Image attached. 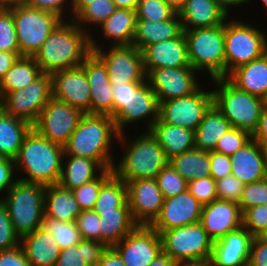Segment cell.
<instances>
[{
  "mask_svg": "<svg viewBox=\"0 0 267 266\" xmlns=\"http://www.w3.org/2000/svg\"><path fill=\"white\" fill-rule=\"evenodd\" d=\"M252 138L258 143H267V106L264 105L257 128Z\"/></svg>",
  "mask_w": 267,
  "mask_h": 266,
  "instance_id": "60",
  "label": "cell"
},
{
  "mask_svg": "<svg viewBox=\"0 0 267 266\" xmlns=\"http://www.w3.org/2000/svg\"><path fill=\"white\" fill-rule=\"evenodd\" d=\"M51 98V74L42 73L24 89L8 92L0 100V107L6 113L24 119L33 125Z\"/></svg>",
  "mask_w": 267,
  "mask_h": 266,
  "instance_id": "11",
  "label": "cell"
},
{
  "mask_svg": "<svg viewBox=\"0 0 267 266\" xmlns=\"http://www.w3.org/2000/svg\"><path fill=\"white\" fill-rule=\"evenodd\" d=\"M253 235L243 226L214 241V266H248Z\"/></svg>",
  "mask_w": 267,
  "mask_h": 266,
  "instance_id": "24",
  "label": "cell"
},
{
  "mask_svg": "<svg viewBox=\"0 0 267 266\" xmlns=\"http://www.w3.org/2000/svg\"><path fill=\"white\" fill-rule=\"evenodd\" d=\"M175 13L165 0H139L136 9L137 19L156 22L166 21Z\"/></svg>",
  "mask_w": 267,
  "mask_h": 266,
  "instance_id": "45",
  "label": "cell"
},
{
  "mask_svg": "<svg viewBox=\"0 0 267 266\" xmlns=\"http://www.w3.org/2000/svg\"><path fill=\"white\" fill-rule=\"evenodd\" d=\"M0 51L19 52L12 11L0 6Z\"/></svg>",
  "mask_w": 267,
  "mask_h": 266,
  "instance_id": "46",
  "label": "cell"
},
{
  "mask_svg": "<svg viewBox=\"0 0 267 266\" xmlns=\"http://www.w3.org/2000/svg\"><path fill=\"white\" fill-rule=\"evenodd\" d=\"M195 72L192 67L151 69L146 74V81L160 103L195 92L201 86Z\"/></svg>",
  "mask_w": 267,
  "mask_h": 266,
  "instance_id": "16",
  "label": "cell"
},
{
  "mask_svg": "<svg viewBox=\"0 0 267 266\" xmlns=\"http://www.w3.org/2000/svg\"><path fill=\"white\" fill-rule=\"evenodd\" d=\"M136 10L117 8L109 18L100 25L102 34L111 46H129L133 44L136 26Z\"/></svg>",
  "mask_w": 267,
  "mask_h": 266,
  "instance_id": "35",
  "label": "cell"
},
{
  "mask_svg": "<svg viewBox=\"0 0 267 266\" xmlns=\"http://www.w3.org/2000/svg\"><path fill=\"white\" fill-rule=\"evenodd\" d=\"M52 97L90 114L91 93L81 66L51 74Z\"/></svg>",
  "mask_w": 267,
  "mask_h": 266,
  "instance_id": "20",
  "label": "cell"
},
{
  "mask_svg": "<svg viewBox=\"0 0 267 266\" xmlns=\"http://www.w3.org/2000/svg\"><path fill=\"white\" fill-rule=\"evenodd\" d=\"M203 205L186 190L164 199L160 214L149 225L159 234L162 231L199 223Z\"/></svg>",
  "mask_w": 267,
  "mask_h": 266,
  "instance_id": "19",
  "label": "cell"
},
{
  "mask_svg": "<svg viewBox=\"0 0 267 266\" xmlns=\"http://www.w3.org/2000/svg\"><path fill=\"white\" fill-rule=\"evenodd\" d=\"M155 180L165 199L176 196L188 188V181L174 170L169 163L162 168Z\"/></svg>",
  "mask_w": 267,
  "mask_h": 266,
  "instance_id": "44",
  "label": "cell"
},
{
  "mask_svg": "<svg viewBox=\"0 0 267 266\" xmlns=\"http://www.w3.org/2000/svg\"><path fill=\"white\" fill-rule=\"evenodd\" d=\"M242 214L238 203L216 199L203 205L199 223L216 241L242 226Z\"/></svg>",
  "mask_w": 267,
  "mask_h": 266,
  "instance_id": "22",
  "label": "cell"
},
{
  "mask_svg": "<svg viewBox=\"0 0 267 266\" xmlns=\"http://www.w3.org/2000/svg\"><path fill=\"white\" fill-rule=\"evenodd\" d=\"M263 5L265 6L266 10H267V0H261Z\"/></svg>",
  "mask_w": 267,
  "mask_h": 266,
  "instance_id": "72",
  "label": "cell"
},
{
  "mask_svg": "<svg viewBox=\"0 0 267 266\" xmlns=\"http://www.w3.org/2000/svg\"><path fill=\"white\" fill-rule=\"evenodd\" d=\"M113 94V116L123 107L128 97V83L111 84Z\"/></svg>",
  "mask_w": 267,
  "mask_h": 266,
  "instance_id": "59",
  "label": "cell"
},
{
  "mask_svg": "<svg viewBox=\"0 0 267 266\" xmlns=\"http://www.w3.org/2000/svg\"><path fill=\"white\" fill-rule=\"evenodd\" d=\"M45 217L65 222H76L81 212L72 190L60 185H48L45 190Z\"/></svg>",
  "mask_w": 267,
  "mask_h": 266,
  "instance_id": "34",
  "label": "cell"
},
{
  "mask_svg": "<svg viewBox=\"0 0 267 266\" xmlns=\"http://www.w3.org/2000/svg\"><path fill=\"white\" fill-rule=\"evenodd\" d=\"M212 80L217 87L212 90L213 104L233 128L245 130L252 135L260 120L264 99L238 89L226 77Z\"/></svg>",
  "mask_w": 267,
  "mask_h": 266,
  "instance_id": "5",
  "label": "cell"
},
{
  "mask_svg": "<svg viewBox=\"0 0 267 266\" xmlns=\"http://www.w3.org/2000/svg\"><path fill=\"white\" fill-rule=\"evenodd\" d=\"M84 113L52 97L43 107L33 128L50 142L64 146Z\"/></svg>",
  "mask_w": 267,
  "mask_h": 266,
  "instance_id": "14",
  "label": "cell"
},
{
  "mask_svg": "<svg viewBox=\"0 0 267 266\" xmlns=\"http://www.w3.org/2000/svg\"><path fill=\"white\" fill-rule=\"evenodd\" d=\"M127 202L133 220L149 226L160 214L164 196L155 179H137L126 183Z\"/></svg>",
  "mask_w": 267,
  "mask_h": 266,
  "instance_id": "18",
  "label": "cell"
},
{
  "mask_svg": "<svg viewBox=\"0 0 267 266\" xmlns=\"http://www.w3.org/2000/svg\"><path fill=\"white\" fill-rule=\"evenodd\" d=\"M231 174L243 184H250L267 177V170L260 144L253 138L230 156Z\"/></svg>",
  "mask_w": 267,
  "mask_h": 266,
  "instance_id": "25",
  "label": "cell"
},
{
  "mask_svg": "<svg viewBox=\"0 0 267 266\" xmlns=\"http://www.w3.org/2000/svg\"><path fill=\"white\" fill-rule=\"evenodd\" d=\"M19 52L0 51V81L19 58Z\"/></svg>",
  "mask_w": 267,
  "mask_h": 266,
  "instance_id": "62",
  "label": "cell"
},
{
  "mask_svg": "<svg viewBox=\"0 0 267 266\" xmlns=\"http://www.w3.org/2000/svg\"><path fill=\"white\" fill-rule=\"evenodd\" d=\"M82 240L101 242L100 216L94 210H82L76 218Z\"/></svg>",
  "mask_w": 267,
  "mask_h": 266,
  "instance_id": "49",
  "label": "cell"
},
{
  "mask_svg": "<svg viewBox=\"0 0 267 266\" xmlns=\"http://www.w3.org/2000/svg\"><path fill=\"white\" fill-rule=\"evenodd\" d=\"M21 238L16 233L6 206L0 200V251L20 245Z\"/></svg>",
  "mask_w": 267,
  "mask_h": 266,
  "instance_id": "51",
  "label": "cell"
},
{
  "mask_svg": "<svg viewBox=\"0 0 267 266\" xmlns=\"http://www.w3.org/2000/svg\"><path fill=\"white\" fill-rule=\"evenodd\" d=\"M160 238L162 252L176 263L211 257L214 241L200 223L162 231Z\"/></svg>",
  "mask_w": 267,
  "mask_h": 266,
  "instance_id": "10",
  "label": "cell"
},
{
  "mask_svg": "<svg viewBox=\"0 0 267 266\" xmlns=\"http://www.w3.org/2000/svg\"><path fill=\"white\" fill-rule=\"evenodd\" d=\"M124 133L118 141L123 142L125 151L118 165H113V173L125 183L137 179H155L169 160L156 138L147 131L133 140Z\"/></svg>",
  "mask_w": 267,
  "mask_h": 266,
  "instance_id": "4",
  "label": "cell"
},
{
  "mask_svg": "<svg viewBox=\"0 0 267 266\" xmlns=\"http://www.w3.org/2000/svg\"><path fill=\"white\" fill-rule=\"evenodd\" d=\"M187 190L193 195L202 205L212 202L217 199L216 182L211 176L194 179L188 181Z\"/></svg>",
  "mask_w": 267,
  "mask_h": 266,
  "instance_id": "53",
  "label": "cell"
},
{
  "mask_svg": "<svg viewBox=\"0 0 267 266\" xmlns=\"http://www.w3.org/2000/svg\"><path fill=\"white\" fill-rule=\"evenodd\" d=\"M67 1L68 0H24L23 3L29 7L51 12L53 14H56L63 20L64 19L66 20V18L64 17V16H68V15H65V13L67 12L65 10L67 9L66 7L69 6L70 11L72 10V6H70L71 0H69L70 3H68Z\"/></svg>",
  "mask_w": 267,
  "mask_h": 266,
  "instance_id": "55",
  "label": "cell"
},
{
  "mask_svg": "<svg viewBox=\"0 0 267 266\" xmlns=\"http://www.w3.org/2000/svg\"><path fill=\"white\" fill-rule=\"evenodd\" d=\"M242 226L254 237L267 228V204L246 209L242 214Z\"/></svg>",
  "mask_w": 267,
  "mask_h": 266,
  "instance_id": "50",
  "label": "cell"
},
{
  "mask_svg": "<svg viewBox=\"0 0 267 266\" xmlns=\"http://www.w3.org/2000/svg\"><path fill=\"white\" fill-rule=\"evenodd\" d=\"M176 262L167 254L161 252L147 266H175Z\"/></svg>",
  "mask_w": 267,
  "mask_h": 266,
  "instance_id": "63",
  "label": "cell"
},
{
  "mask_svg": "<svg viewBox=\"0 0 267 266\" xmlns=\"http://www.w3.org/2000/svg\"><path fill=\"white\" fill-rule=\"evenodd\" d=\"M45 190L42 184L17 180L6 196L0 198L20 238L41 227L45 216Z\"/></svg>",
  "mask_w": 267,
  "mask_h": 266,
  "instance_id": "6",
  "label": "cell"
},
{
  "mask_svg": "<svg viewBox=\"0 0 267 266\" xmlns=\"http://www.w3.org/2000/svg\"><path fill=\"white\" fill-rule=\"evenodd\" d=\"M7 7L12 11L20 56H35L48 35L63 20L56 14L24 3Z\"/></svg>",
  "mask_w": 267,
  "mask_h": 266,
  "instance_id": "9",
  "label": "cell"
},
{
  "mask_svg": "<svg viewBox=\"0 0 267 266\" xmlns=\"http://www.w3.org/2000/svg\"><path fill=\"white\" fill-rule=\"evenodd\" d=\"M247 2H249V0H217L219 8L227 15V17H229L228 14L230 13L229 6H240Z\"/></svg>",
  "mask_w": 267,
  "mask_h": 266,
  "instance_id": "65",
  "label": "cell"
},
{
  "mask_svg": "<svg viewBox=\"0 0 267 266\" xmlns=\"http://www.w3.org/2000/svg\"><path fill=\"white\" fill-rule=\"evenodd\" d=\"M15 170L14 159L0 156V194L5 190L7 192L18 180L13 179Z\"/></svg>",
  "mask_w": 267,
  "mask_h": 266,
  "instance_id": "57",
  "label": "cell"
},
{
  "mask_svg": "<svg viewBox=\"0 0 267 266\" xmlns=\"http://www.w3.org/2000/svg\"><path fill=\"white\" fill-rule=\"evenodd\" d=\"M165 1L176 12H178L181 9V7L184 5L185 2V0H165Z\"/></svg>",
  "mask_w": 267,
  "mask_h": 266,
  "instance_id": "68",
  "label": "cell"
},
{
  "mask_svg": "<svg viewBox=\"0 0 267 266\" xmlns=\"http://www.w3.org/2000/svg\"><path fill=\"white\" fill-rule=\"evenodd\" d=\"M149 117V120L147 119ZM141 119L147 121L149 131L159 119V102L155 92L147 81L128 83V97L123 107L113 116L118 132L124 133L127 124L135 123Z\"/></svg>",
  "mask_w": 267,
  "mask_h": 266,
  "instance_id": "15",
  "label": "cell"
},
{
  "mask_svg": "<svg viewBox=\"0 0 267 266\" xmlns=\"http://www.w3.org/2000/svg\"><path fill=\"white\" fill-rule=\"evenodd\" d=\"M267 204V177L263 180L245 184L238 203L242 213L251 207Z\"/></svg>",
  "mask_w": 267,
  "mask_h": 266,
  "instance_id": "48",
  "label": "cell"
},
{
  "mask_svg": "<svg viewBox=\"0 0 267 266\" xmlns=\"http://www.w3.org/2000/svg\"><path fill=\"white\" fill-rule=\"evenodd\" d=\"M95 0H71V6H72V19L88 4L93 2Z\"/></svg>",
  "mask_w": 267,
  "mask_h": 266,
  "instance_id": "66",
  "label": "cell"
},
{
  "mask_svg": "<svg viewBox=\"0 0 267 266\" xmlns=\"http://www.w3.org/2000/svg\"><path fill=\"white\" fill-rule=\"evenodd\" d=\"M117 9L112 0H95L86 5L74 18V22L83 28V25L100 26ZM86 22V23H85Z\"/></svg>",
  "mask_w": 267,
  "mask_h": 266,
  "instance_id": "42",
  "label": "cell"
},
{
  "mask_svg": "<svg viewBox=\"0 0 267 266\" xmlns=\"http://www.w3.org/2000/svg\"><path fill=\"white\" fill-rule=\"evenodd\" d=\"M0 266H31L21 245L0 251Z\"/></svg>",
  "mask_w": 267,
  "mask_h": 266,
  "instance_id": "56",
  "label": "cell"
},
{
  "mask_svg": "<svg viewBox=\"0 0 267 266\" xmlns=\"http://www.w3.org/2000/svg\"><path fill=\"white\" fill-rule=\"evenodd\" d=\"M183 33L191 67L197 72L208 71L211 80L225 77V22Z\"/></svg>",
  "mask_w": 267,
  "mask_h": 266,
  "instance_id": "7",
  "label": "cell"
},
{
  "mask_svg": "<svg viewBox=\"0 0 267 266\" xmlns=\"http://www.w3.org/2000/svg\"><path fill=\"white\" fill-rule=\"evenodd\" d=\"M95 266H126L113 247H108L101 260Z\"/></svg>",
  "mask_w": 267,
  "mask_h": 266,
  "instance_id": "61",
  "label": "cell"
},
{
  "mask_svg": "<svg viewBox=\"0 0 267 266\" xmlns=\"http://www.w3.org/2000/svg\"><path fill=\"white\" fill-rule=\"evenodd\" d=\"M32 128L30 122L8 114L0 107V156L15 159Z\"/></svg>",
  "mask_w": 267,
  "mask_h": 266,
  "instance_id": "32",
  "label": "cell"
},
{
  "mask_svg": "<svg viewBox=\"0 0 267 266\" xmlns=\"http://www.w3.org/2000/svg\"><path fill=\"white\" fill-rule=\"evenodd\" d=\"M117 8L136 10L139 0H112Z\"/></svg>",
  "mask_w": 267,
  "mask_h": 266,
  "instance_id": "67",
  "label": "cell"
},
{
  "mask_svg": "<svg viewBox=\"0 0 267 266\" xmlns=\"http://www.w3.org/2000/svg\"><path fill=\"white\" fill-rule=\"evenodd\" d=\"M238 89L258 96L267 97V53L233 70L226 77Z\"/></svg>",
  "mask_w": 267,
  "mask_h": 266,
  "instance_id": "28",
  "label": "cell"
},
{
  "mask_svg": "<svg viewBox=\"0 0 267 266\" xmlns=\"http://www.w3.org/2000/svg\"><path fill=\"white\" fill-rule=\"evenodd\" d=\"M177 13L183 30L215 27L229 18L219 8L217 0H185Z\"/></svg>",
  "mask_w": 267,
  "mask_h": 266,
  "instance_id": "26",
  "label": "cell"
},
{
  "mask_svg": "<svg viewBox=\"0 0 267 266\" xmlns=\"http://www.w3.org/2000/svg\"><path fill=\"white\" fill-rule=\"evenodd\" d=\"M168 163L187 181L207 177L211 174L208 151L194 148L171 158Z\"/></svg>",
  "mask_w": 267,
  "mask_h": 266,
  "instance_id": "39",
  "label": "cell"
},
{
  "mask_svg": "<svg viewBox=\"0 0 267 266\" xmlns=\"http://www.w3.org/2000/svg\"><path fill=\"white\" fill-rule=\"evenodd\" d=\"M265 53L267 36L261 29L240 20H225V77Z\"/></svg>",
  "mask_w": 267,
  "mask_h": 266,
  "instance_id": "8",
  "label": "cell"
},
{
  "mask_svg": "<svg viewBox=\"0 0 267 266\" xmlns=\"http://www.w3.org/2000/svg\"><path fill=\"white\" fill-rule=\"evenodd\" d=\"M94 39L91 36V50L106 65L111 84L146 81L142 52L134 45L109 46L106 53Z\"/></svg>",
  "mask_w": 267,
  "mask_h": 266,
  "instance_id": "12",
  "label": "cell"
},
{
  "mask_svg": "<svg viewBox=\"0 0 267 266\" xmlns=\"http://www.w3.org/2000/svg\"><path fill=\"white\" fill-rule=\"evenodd\" d=\"M80 66L89 83L90 114L107 115L113 118V94L106 65L92 52Z\"/></svg>",
  "mask_w": 267,
  "mask_h": 266,
  "instance_id": "21",
  "label": "cell"
},
{
  "mask_svg": "<svg viewBox=\"0 0 267 266\" xmlns=\"http://www.w3.org/2000/svg\"><path fill=\"white\" fill-rule=\"evenodd\" d=\"M24 0H0V6H9L13 4L23 3Z\"/></svg>",
  "mask_w": 267,
  "mask_h": 266,
  "instance_id": "69",
  "label": "cell"
},
{
  "mask_svg": "<svg viewBox=\"0 0 267 266\" xmlns=\"http://www.w3.org/2000/svg\"><path fill=\"white\" fill-rule=\"evenodd\" d=\"M183 32L182 21L177 12L170 19L161 22L136 19L132 45L142 51L150 44L176 38Z\"/></svg>",
  "mask_w": 267,
  "mask_h": 266,
  "instance_id": "27",
  "label": "cell"
},
{
  "mask_svg": "<svg viewBox=\"0 0 267 266\" xmlns=\"http://www.w3.org/2000/svg\"><path fill=\"white\" fill-rule=\"evenodd\" d=\"M64 147L50 142L34 128L25 136L17 157L15 169L26 173L18 180L44 186L58 184L64 164Z\"/></svg>",
  "mask_w": 267,
  "mask_h": 266,
  "instance_id": "3",
  "label": "cell"
},
{
  "mask_svg": "<svg viewBox=\"0 0 267 266\" xmlns=\"http://www.w3.org/2000/svg\"><path fill=\"white\" fill-rule=\"evenodd\" d=\"M216 196L218 200L233 201L239 203L244 185L238 178L232 174L215 180Z\"/></svg>",
  "mask_w": 267,
  "mask_h": 266,
  "instance_id": "52",
  "label": "cell"
},
{
  "mask_svg": "<svg viewBox=\"0 0 267 266\" xmlns=\"http://www.w3.org/2000/svg\"><path fill=\"white\" fill-rule=\"evenodd\" d=\"M41 228L52 235L60 250L77 245L82 241L76 222H65L44 216Z\"/></svg>",
  "mask_w": 267,
  "mask_h": 266,
  "instance_id": "41",
  "label": "cell"
},
{
  "mask_svg": "<svg viewBox=\"0 0 267 266\" xmlns=\"http://www.w3.org/2000/svg\"><path fill=\"white\" fill-rule=\"evenodd\" d=\"M231 128H233L231 123L212 104L194 131L195 148L208 152L214 151L220 137Z\"/></svg>",
  "mask_w": 267,
  "mask_h": 266,
  "instance_id": "33",
  "label": "cell"
},
{
  "mask_svg": "<svg viewBox=\"0 0 267 266\" xmlns=\"http://www.w3.org/2000/svg\"><path fill=\"white\" fill-rule=\"evenodd\" d=\"M64 156L63 159L68 160L62 165L58 181V185L64 189L73 190L96 179L105 170L96 160L74 155Z\"/></svg>",
  "mask_w": 267,
  "mask_h": 266,
  "instance_id": "31",
  "label": "cell"
},
{
  "mask_svg": "<svg viewBox=\"0 0 267 266\" xmlns=\"http://www.w3.org/2000/svg\"><path fill=\"white\" fill-rule=\"evenodd\" d=\"M210 156V176L214 180L222 179L230 175L232 171V163L230 156L218 153L216 151H209Z\"/></svg>",
  "mask_w": 267,
  "mask_h": 266,
  "instance_id": "54",
  "label": "cell"
},
{
  "mask_svg": "<svg viewBox=\"0 0 267 266\" xmlns=\"http://www.w3.org/2000/svg\"><path fill=\"white\" fill-rule=\"evenodd\" d=\"M100 216L101 242L113 247L131 233L138 224L130 208H116V212H96Z\"/></svg>",
  "mask_w": 267,
  "mask_h": 266,
  "instance_id": "36",
  "label": "cell"
},
{
  "mask_svg": "<svg viewBox=\"0 0 267 266\" xmlns=\"http://www.w3.org/2000/svg\"><path fill=\"white\" fill-rule=\"evenodd\" d=\"M113 169H105L99 176L72 190L79 209L93 210L101 186L113 175Z\"/></svg>",
  "mask_w": 267,
  "mask_h": 266,
  "instance_id": "43",
  "label": "cell"
},
{
  "mask_svg": "<svg viewBox=\"0 0 267 266\" xmlns=\"http://www.w3.org/2000/svg\"><path fill=\"white\" fill-rule=\"evenodd\" d=\"M108 246L95 240H82L79 244L60 250L55 266H95Z\"/></svg>",
  "mask_w": 267,
  "mask_h": 266,
  "instance_id": "38",
  "label": "cell"
},
{
  "mask_svg": "<svg viewBox=\"0 0 267 266\" xmlns=\"http://www.w3.org/2000/svg\"><path fill=\"white\" fill-rule=\"evenodd\" d=\"M175 266H214V262L211 257L194 259L187 261H180L175 264Z\"/></svg>",
  "mask_w": 267,
  "mask_h": 266,
  "instance_id": "64",
  "label": "cell"
},
{
  "mask_svg": "<svg viewBox=\"0 0 267 266\" xmlns=\"http://www.w3.org/2000/svg\"><path fill=\"white\" fill-rule=\"evenodd\" d=\"M141 52L146 74L151 69L191 67L184 33L176 38L150 44Z\"/></svg>",
  "mask_w": 267,
  "mask_h": 266,
  "instance_id": "23",
  "label": "cell"
},
{
  "mask_svg": "<svg viewBox=\"0 0 267 266\" xmlns=\"http://www.w3.org/2000/svg\"><path fill=\"white\" fill-rule=\"evenodd\" d=\"M119 134L111 116L84 113L63 146L64 155L89 158L96 160L104 169H113L115 160L110 148L112 140H118Z\"/></svg>",
  "mask_w": 267,
  "mask_h": 266,
  "instance_id": "2",
  "label": "cell"
},
{
  "mask_svg": "<svg viewBox=\"0 0 267 266\" xmlns=\"http://www.w3.org/2000/svg\"><path fill=\"white\" fill-rule=\"evenodd\" d=\"M116 208H129L127 186L113 174L102 186L93 210L95 212H116Z\"/></svg>",
  "mask_w": 267,
  "mask_h": 266,
  "instance_id": "40",
  "label": "cell"
},
{
  "mask_svg": "<svg viewBox=\"0 0 267 266\" xmlns=\"http://www.w3.org/2000/svg\"><path fill=\"white\" fill-rule=\"evenodd\" d=\"M113 248L126 266H147L162 252V242L156 230L138 225Z\"/></svg>",
  "mask_w": 267,
  "mask_h": 266,
  "instance_id": "17",
  "label": "cell"
},
{
  "mask_svg": "<svg viewBox=\"0 0 267 266\" xmlns=\"http://www.w3.org/2000/svg\"><path fill=\"white\" fill-rule=\"evenodd\" d=\"M265 105L267 106V97L264 99Z\"/></svg>",
  "mask_w": 267,
  "mask_h": 266,
  "instance_id": "73",
  "label": "cell"
},
{
  "mask_svg": "<svg viewBox=\"0 0 267 266\" xmlns=\"http://www.w3.org/2000/svg\"><path fill=\"white\" fill-rule=\"evenodd\" d=\"M41 74L42 71L34 56H19L0 81V100L8 92L24 89Z\"/></svg>",
  "mask_w": 267,
  "mask_h": 266,
  "instance_id": "37",
  "label": "cell"
},
{
  "mask_svg": "<svg viewBox=\"0 0 267 266\" xmlns=\"http://www.w3.org/2000/svg\"><path fill=\"white\" fill-rule=\"evenodd\" d=\"M257 237H258L261 241L267 243V228L264 229L262 232H260V233L257 235Z\"/></svg>",
  "mask_w": 267,
  "mask_h": 266,
  "instance_id": "71",
  "label": "cell"
},
{
  "mask_svg": "<svg viewBox=\"0 0 267 266\" xmlns=\"http://www.w3.org/2000/svg\"><path fill=\"white\" fill-rule=\"evenodd\" d=\"M260 144V147H261V151H262V154H263V159H264V162H265V167H266V170H267V143H259Z\"/></svg>",
  "mask_w": 267,
  "mask_h": 266,
  "instance_id": "70",
  "label": "cell"
},
{
  "mask_svg": "<svg viewBox=\"0 0 267 266\" xmlns=\"http://www.w3.org/2000/svg\"><path fill=\"white\" fill-rule=\"evenodd\" d=\"M165 152L168 160L195 148L194 131L158 119L149 130Z\"/></svg>",
  "mask_w": 267,
  "mask_h": 266,
  "instance_id": "30",
  "label": "cell"
},
{
  "mask_svg": "<svg viewBox=\"0 0 267 266\" xmlns=\"http://www.w3.org/2000/svg\"><path fill=\"white\" fill-rule=\"evenodd\" d=\"M20 245L31 266H55L60 254L57 242L41 227L21 237Z\"/></svg>",
  "mask_w": 267,
  "mask_h": 266,
  "instance_id": "29",
  "label": "cell"
},
{
  "mask_svg": "<svg viewBox=\"0 0 267 266\" xmlns=\"http://www.w3.org/2000/svg\"><path fill=\"white\" fill-rule=\"evenodd\" d=\"M199 87L192 94L159 103V119L163 123L177 125L195 131L204 113L213 104L212 91Z\"/></svg>",
  "mask_w": 267,
  "mask_h": 266,
  "instance_id": "13",
  "label": "cell"
},
{
  "mask_svg": "<svg viewBox=\"0 0 267 266\" xmlns=\"http://www.w3.org/2000/svg\"><path fill=\"white\" fill-rule=\"evenodd\" d=\"M248 266H267V243L257 236L251 242Z\"/></svg>",
  "mask_w": 267,
  "mask_h": 266,
  "instance_id": "58",
  "label": "cell"
},
{
  "mask_svg": "<svg viewBox=\"0 0 267 266\" xmlns=\"http://www.w3.org/2000/svg\"><path fill=\"white\" fill-rule=\"evenodd\" d=\"M252 139V135L241 129L231 128L218 140L214 151L228 156L233 155Z\"/></svg>",
  "mask_w": 267,
  "mask_h": 266,
  "instance_id": "47",
  "label": "cell"
},
{
  "mask_svg": "<svg viewBox=\"0 0 267 266\" xmlns=\"http://www.w3.org/2000/svg\"><path fill=\"white\" fill-rule=\"evenodd\" d=\"M68 20L57 25L34 56L42 73L78 67L92 53L89 31Z\"/></svg>",
  "mask_w": 267,
  "mask_h": 266,
  "instance_id": "1",
  "label": "cell"
}]
</instances>
